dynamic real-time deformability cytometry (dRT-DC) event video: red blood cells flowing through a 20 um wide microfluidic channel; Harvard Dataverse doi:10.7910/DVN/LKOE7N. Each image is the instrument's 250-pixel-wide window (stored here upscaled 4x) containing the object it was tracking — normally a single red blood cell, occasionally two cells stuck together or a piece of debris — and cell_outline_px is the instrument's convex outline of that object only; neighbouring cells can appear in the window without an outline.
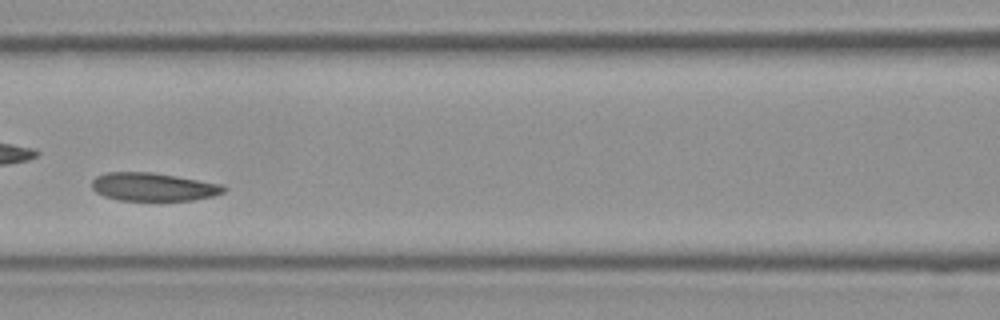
{"species": "Egyptian fruit bat (a non-hibernating species)", "species_latin": "Rousettus aegyptiacus", "temperature_condition": "room temperature", "stored_images_in_passage": 40, "camera_frame_rate_fps": 3000, "um_per_image_px": 0.085, "frame": {"image": 1, "passage_image": 18, "time_ms": 5.667, "image_size_px": [1000, 320], "cell_outline_px": [[228, 188], [224, 192], [212, 196], [192, 200], [120, 200], [104, 196], [96, 192], [92, 188], [92, 180], [96, 176], [108, 172], [152, 172], [224, 184]], "centroid_in_image_um": [13.05, 15.88], "position_along_channel_um": 153.6, "area_um2": 21.68}}
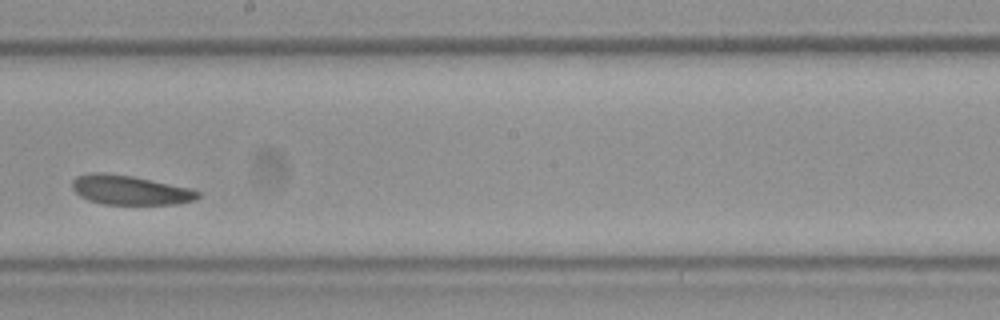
{"frame": {"image": 2, "passage_image": 23, "time_ms": 7.333, "image_size_px": [1000, 320], "cell_outline_px": [[200, 196], [196, 200], [180, 204], [104, 204], [88, 200], [80, 196], [72, 188], [72, 180], [76, 176], [88, 172], [104, 172], [132, 176], [192, 188], [200, 192]], "centroid_in_image_um": [11.06, 16.15], "position_along_channel_um": 237.1, "area_um2": 21.79}}